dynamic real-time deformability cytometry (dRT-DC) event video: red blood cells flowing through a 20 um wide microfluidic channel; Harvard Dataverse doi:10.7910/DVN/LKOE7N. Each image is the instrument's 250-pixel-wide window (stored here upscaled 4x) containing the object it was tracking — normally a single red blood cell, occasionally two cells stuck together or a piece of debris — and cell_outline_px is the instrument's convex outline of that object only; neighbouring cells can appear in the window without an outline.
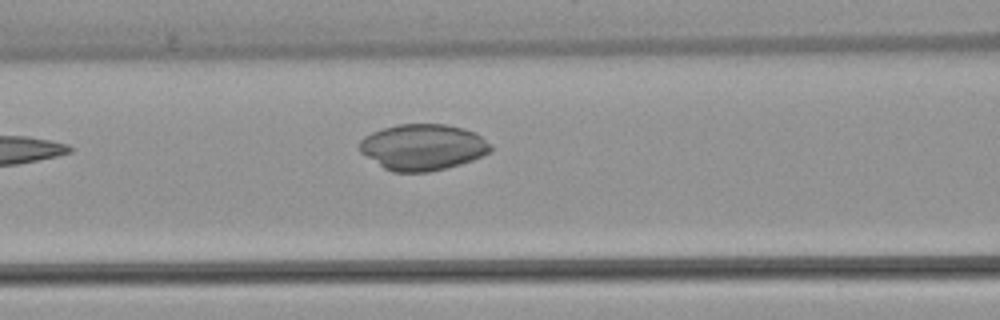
{"species": "common noctule bat (a hibernating species)", "species_latin": "Nyctalus noctula", "temperature_condition": "warm", "stored_images_in_passage": 4, "camera_frame_rate_fps": 3000, "um_per_image_px": 0.085, "animal": {"sex": "female", "body_mass_g": 22.7, "forearm_length_mm": 54.2}, "frame": {"image": 1, "passage_image": 4, "time_ms": 3.667, "image_size_px": [1000, 320], "cell_outline_px": [[492, 152], [472, 160], [448, 168], [428, 172], [392, 172], [384, 168], [360, 152], [360, 140], [364, 136], [372, 132], [384, 128], [400, 124], [444, 124], [464, 128], [480, 136], [492, 144]], "centroid_in_image_um": [35.95, 12.51], "position_along_channel_um": 130.6, "area_um2": 35.26}}